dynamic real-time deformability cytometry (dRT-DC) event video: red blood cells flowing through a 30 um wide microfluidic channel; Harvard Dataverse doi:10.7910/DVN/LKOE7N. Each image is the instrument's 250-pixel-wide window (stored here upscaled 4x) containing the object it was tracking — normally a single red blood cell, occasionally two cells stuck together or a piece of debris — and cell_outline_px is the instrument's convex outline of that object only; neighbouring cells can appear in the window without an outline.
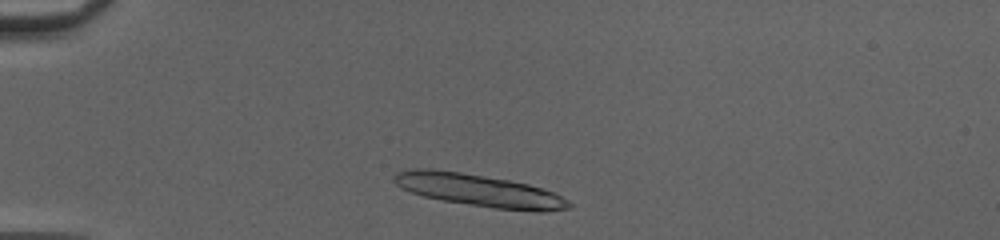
{"species": "common noctule bat (a hibernating species)", "species_latin": "Nyctalus noctula", "temperature_condition": "cold", "stored_images_in_passage": 39, "camera_frame_rate_fps": 3000, "um_per_image_px": 0.085, "animal": {"sex": "female", "body_mass_g": 20.0, "forearm_length_mm": 54.0}, "frame": {"image": 1, "passage_image": 3, "time_ms": 0.667, "image_size_px": [1000, 240], "cell_outline_px": [[572, 208], [540, 212], [496, 208], [440, 200], [424, 196], [400, 188], [392, 180], [392, 176], [396, 172], [412, 168], [432, 168], [460, 172], [508, 180], [528, 184], [552, 192], [568, 200], [572, 204]], "centroid_in_image_um": [40.67, 16.17], "position_along_channel_um": 44.3, "area_um2": 32.89}}
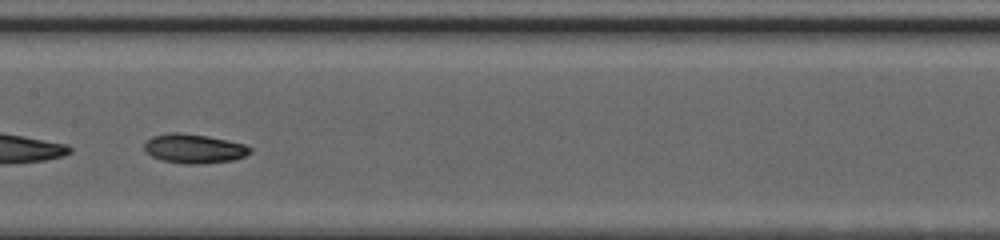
{"frame": {"image": 2, "passage_image": 17, "time_ms": 5.333, "image_size_px": [1000, 240], "cell_outline_px": [[252, 152], [244, 156], [232, 160], [204, 164], [188, 164], [164, 160], [152, 156], [144, 148], [144, 144], [152, 136], [168, 132], [180, 132], [208, 136], [228, 140], [244, 144], [252, 148]], "centroid_in_image_um": [16.52, 12.62], "position_along_channel_um": 190.9, "area_um2": 17.98}}
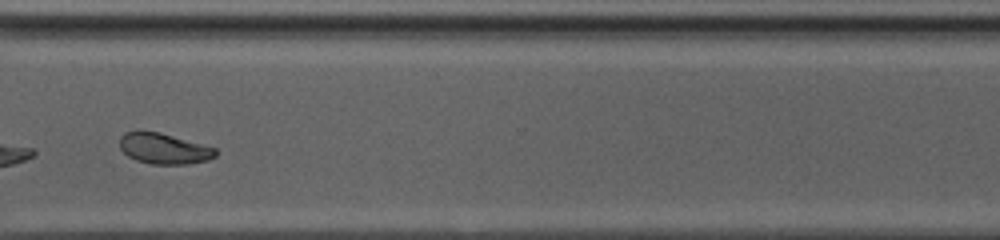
{"frame": {"image": 3, "passage_image": 29, "time_ms": 9.333, "image_size_px": [1000, 240], "cell_outline_px": [[216, 156], [208, 160], [188, 164], [152, 164], [136, 160], [128, 156], [120, 148], [120, 136], [124, 132], [140, 128], [160, 132], [216, 148]], "centroid_in_image_um": [13.88, 12.59], "position_along_channel_um": 356.7, "area_um2": 17.51}, "authors_computed_cell_mechanics": {"area_um2": 18.4382, "velocity_mm_per_s": 4.1503, "shape_relaxation_time_tau1_ms": 3.0012, "shape_relaxation_time_tau2_ms": 3.3841, "deformation_change_tau1": 0.1366, "deformation_change_tau2": 0.0775}}